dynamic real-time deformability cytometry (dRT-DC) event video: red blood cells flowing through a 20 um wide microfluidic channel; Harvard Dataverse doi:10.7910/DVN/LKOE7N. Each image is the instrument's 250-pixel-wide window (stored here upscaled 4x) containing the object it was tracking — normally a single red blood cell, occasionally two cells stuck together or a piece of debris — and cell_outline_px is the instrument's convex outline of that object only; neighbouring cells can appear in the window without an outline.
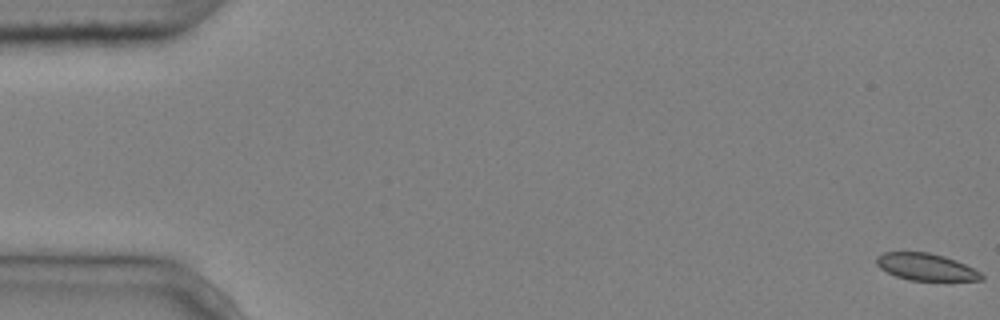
{"species": "common noctule bat (a hibernating species)", "species_latin": "Nyctalus noctula", "temperature_condition": "cold", "stored_images_in_passage": 5, "segment_of_instrument_passage": [2, 2], "camera_frame_rate_fps": 3000, "um_per_image_px": 0.085, "animal": {"sex": "male", "body_mass_g": 20.4}, "frame": {"image": 1, "passage_image": 5, "time_ms": 1.333, "image_size_px": [1000, 320], "cell_outline_px": [[984, 280], [908, 280], [896, 276], [880, 268], [876, 264], [876, 256], [884, 252], [928, 252], [944, 256], [956, 260], [980, 272], [984, 276]], "centroid_in_image_um": [78.69, 22.68], "position_along_channel_um": 6.3, "area_um2": 16.42}}